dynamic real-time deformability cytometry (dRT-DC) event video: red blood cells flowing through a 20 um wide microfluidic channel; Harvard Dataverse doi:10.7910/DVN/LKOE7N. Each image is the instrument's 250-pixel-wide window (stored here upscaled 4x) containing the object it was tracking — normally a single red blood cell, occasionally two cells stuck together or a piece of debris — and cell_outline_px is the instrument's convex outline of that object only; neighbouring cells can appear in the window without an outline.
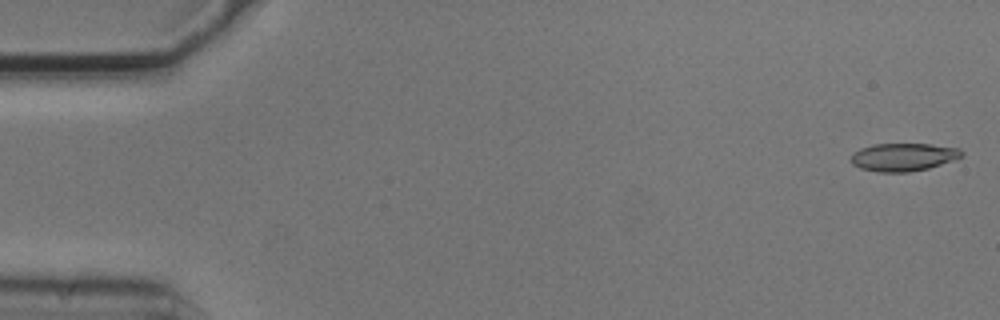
{"species": "common noctule bat (a hibernating species)", "species_latin": "Nyctalus noctula", "temperature_condition": "cold", "stored_images_in_passage": 5, "camera_frame_rate_fps": 3000, "um_per_image_px": 0.085, "animal": {"sex": "male", "body_mass_g": 20.5, "forearm_length_mm": 52.5}, "frame": {"image": 1, "passage_image": 1, "time_ms": 0.0, "image_size_px": [1000, 320], "cell_outline_px": [[964, 156], [928, 168], [908, 172], [876, 172], [860, 168], [852, 164], [852, 152], [860, 148], [872, 144], [932, 144], [960, 148], [964, 152]], "centroid_in_image_um": [76.78, 13.34], "position_along_channel_um": 8.2, "area_um2": 18.09}}
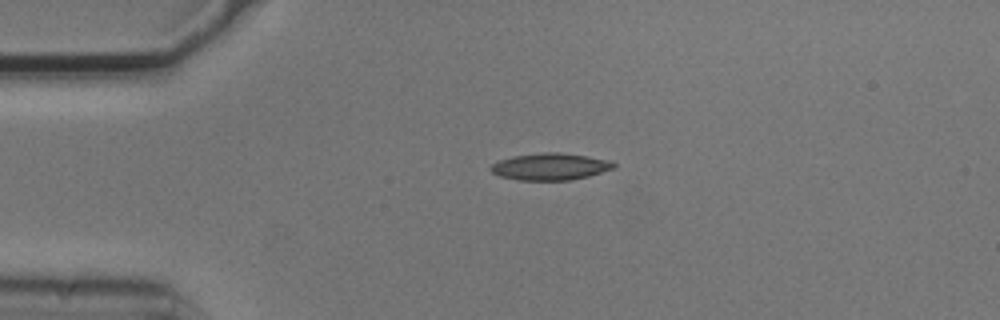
{"frame": {"image": 2, "passage_image": 3, "time_ms": 0.667, "image_size_px": [1000, 320], "cell_outline_px": [[616, 168], [588, 176], [568, 180], [520, 180], [500, 176], [492, 172], [488, 168], [492, 164], [500, 160], [512, 156], [540, 152], [560, 152], [588, 156], [612, 160], [616, 164]], "centroid_in_image_um": [46.8, 14.15], "position_along_channel_um": 38.2, "area_um2": 19.42}}